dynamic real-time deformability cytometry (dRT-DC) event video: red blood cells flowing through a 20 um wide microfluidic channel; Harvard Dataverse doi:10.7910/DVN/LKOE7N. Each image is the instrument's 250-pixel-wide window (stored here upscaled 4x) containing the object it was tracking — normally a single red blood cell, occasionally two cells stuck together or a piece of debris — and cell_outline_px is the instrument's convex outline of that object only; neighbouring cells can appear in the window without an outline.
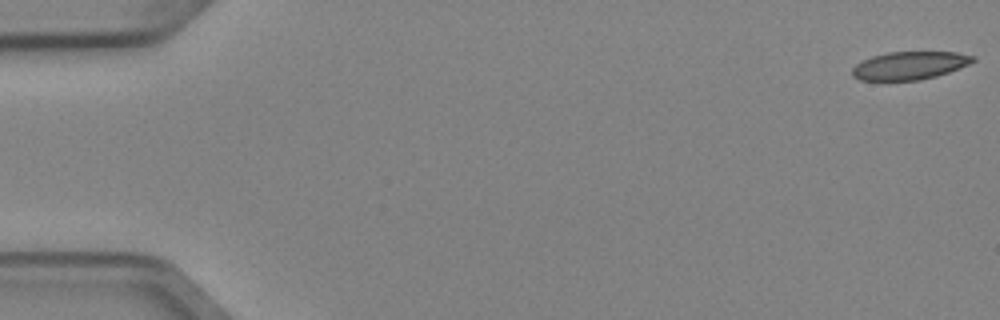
{"species": "Egyptian fruit bat (a non-hibernating species)", "species_latin": "Rousettus aegyptiacus", "temperature_condition": "cold", "stored_images_in_passage": 5, "camera_frame_rate_fps": 3000, "um_per_image_px": 0.085, "animal": {"sex": "female"}, "frame": {"image": 1, "passage_image": 1, "time_ms": 0.0, "image_size_px": [1000, 320], "cell_outline_px": [[976, 60], [960, 68], [936, 76], [920, 80], [860, 80], [852, 76], [852, 68], [856, 64], [872, 56], [888, 52], [956, 52], [976, 56]], "centroid_in_image_um": [77.33, 5.57], "position_along_channel_um": 7.7, "area_um2": 19.65}}
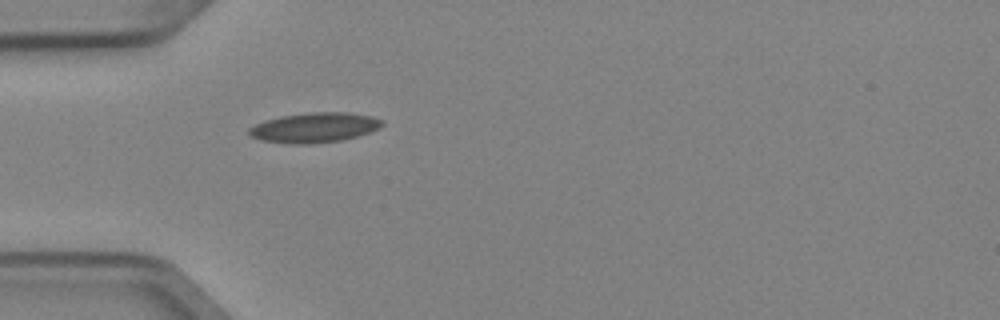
{"frame": {"image": 2, "passage_image": 5, "time_ms": 1.333, "image_size_px": [1000, 320], "cell_outline_px": [[384, 124], [380, 128], [356, 136], [340, 140], [312, 144], [292, 144], [260, 140], [252, 136], [248, 132], [248, 128], [264, 120], [280, 116], [312, 112], [348, 112], [372, 116], [384, 120]], "centroid_in_image_um": [26.73, 10.84], "position_along_channel_um": 58.3, "area_um2": 23.24}}